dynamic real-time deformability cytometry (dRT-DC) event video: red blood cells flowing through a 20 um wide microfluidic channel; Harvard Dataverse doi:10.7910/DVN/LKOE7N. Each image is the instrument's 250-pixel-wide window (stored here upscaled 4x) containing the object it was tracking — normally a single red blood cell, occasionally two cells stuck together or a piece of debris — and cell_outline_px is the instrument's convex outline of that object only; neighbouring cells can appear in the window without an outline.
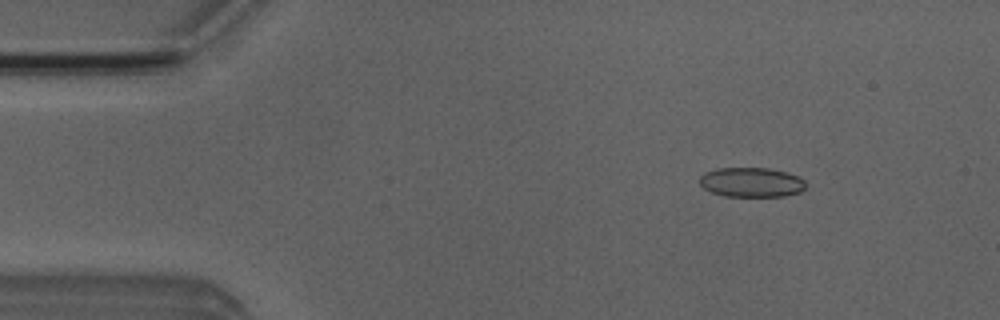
{"species": "Egyptian fruit bat (a non-hibernating species)", "species_latin": "Rousettus aegyptiacus", "temperature_condition": "room temperature", "stored_images_in_passage": 7, "camera_frame_rate_fps": 3000, "um_per_image_px": 0.085, "animal": {"sex": "male"}, "frame": {"image": 1, "passage_image": 1, "time_ms": 0.0, "image_size_px": [1000, 320], "cell_outline_px": [[804, 188], [800, 192], [784, 196], [724, 196], [712, 192], [704, 188], [700, 184], [700, 176], [704, 172], [716, 168], [768, 168], [788, 172], [800, 176], [804, 180]], "centroid_in_image_um": [63.87, 15.48], "position_along_channel_um": 21.1, "area_um2": 18.38}}